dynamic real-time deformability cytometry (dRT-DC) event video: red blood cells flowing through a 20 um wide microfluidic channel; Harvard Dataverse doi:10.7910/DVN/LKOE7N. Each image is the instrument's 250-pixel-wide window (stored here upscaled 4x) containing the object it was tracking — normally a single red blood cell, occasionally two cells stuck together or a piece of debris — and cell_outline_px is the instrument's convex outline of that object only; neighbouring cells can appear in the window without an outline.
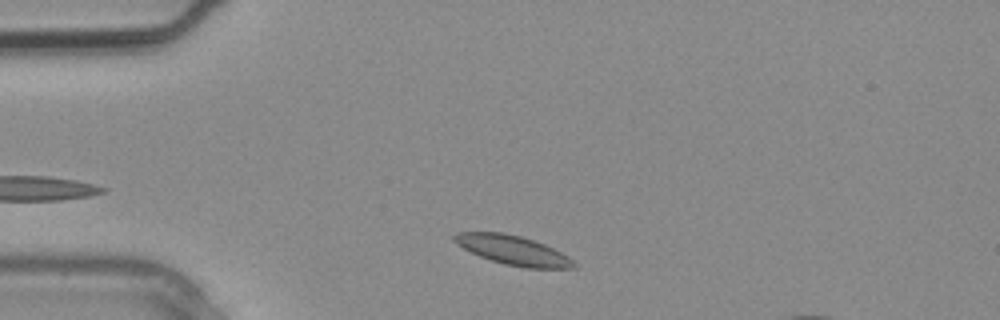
{"species": "common noctule bat (a hibernating species)", "species_latin": "Nyctalus noctula", "temperature_condition": "warm", "stored_images_in_passage": 2, "camera_frame_rate_fps": 3000, "um_per_image_px": 0.085, "animal": {"sex": "male", "body_mass_g": 20.4}, "frame": {"image": 1, "passage_image": 2, "time_ms": 0.333, "image_size_px": [1000, 320], "cell_outline_px": [[576, 268], [528, 268], [504, 264], [480, 256], [456, 244], [452, 240], [452, 236], [456, 232], [504, 232], [520, 236], [544, 244], [568, 256], [576, 264]], "centroid_in_image_um": [43.58, 21.26], "position_along_channel_um": 41.4, "area_um2": 20.23}}